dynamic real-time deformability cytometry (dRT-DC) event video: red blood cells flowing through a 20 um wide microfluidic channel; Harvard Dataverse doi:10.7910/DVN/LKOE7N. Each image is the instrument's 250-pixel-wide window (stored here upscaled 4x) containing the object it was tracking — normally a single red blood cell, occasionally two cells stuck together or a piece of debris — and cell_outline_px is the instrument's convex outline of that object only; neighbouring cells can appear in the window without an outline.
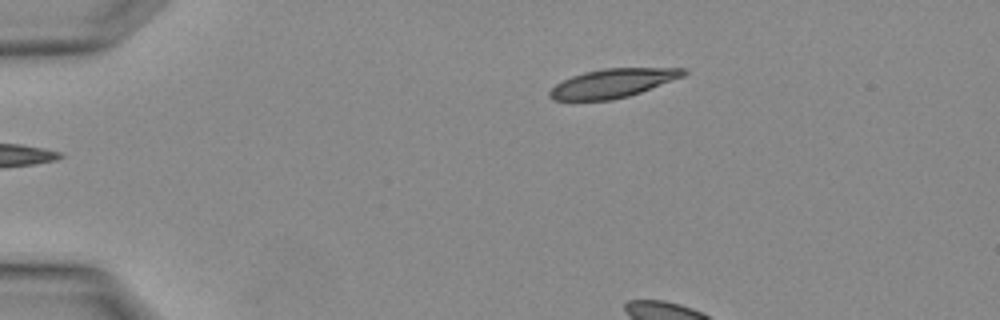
{"species": "Egyptian fruit bat (a non-hibernating species)", "species_latin": "Rousettus aegyptiacus", "temperature_condition": "warm", "stored_images_in_passage": 2, "camera_frame_rate_fps": 3000, "um_per_image_px": 0.085, "animal": {"sex": "female"}, "frame": {"image": 1, "passage_image": 2, "time_ms": 0.333, "image_size_px": [1000, 320], "cell_outline_px": [[688, 72], [684, 76], [640, 92], [628, 96], [612, 100], [552, 100], [548, 96], [548, 92], [556, 84], [572, 76], [584, 72], [604, 68], [688, 68]], "centroid_in_image_um": [52.08, 7.07], "position_along_channel_um": 32.9, "area_um2": 22.37}}